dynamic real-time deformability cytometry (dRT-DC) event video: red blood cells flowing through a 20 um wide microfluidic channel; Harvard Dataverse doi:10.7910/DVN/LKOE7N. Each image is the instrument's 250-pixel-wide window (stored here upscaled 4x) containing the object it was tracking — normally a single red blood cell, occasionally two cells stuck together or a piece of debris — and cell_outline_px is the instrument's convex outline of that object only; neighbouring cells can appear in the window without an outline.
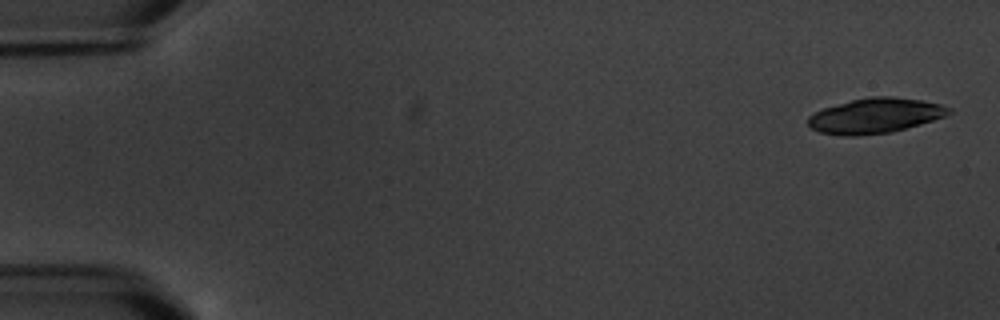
{"species": "common noctule bat (a hibernating species)", "species_latin": "Nyctalus noctula", "temperature_condition": "warm", "stored_images_in_passage": 5, "camera_frame_rate_fps": 3000, "um_per_image_px": 0.085, "animal": {"sex": "male", "body_mass_g": 20.1, "forearm_length_mm": 53.5}, "frame": {"image": 1, "passage_image": 1, "time_ms": 0.0, "image_size_px": [1000, 320], "cell_outline_px": [[952, 112], [944, 116], [920, 124], [892, 132], [856, 136], [844, 136], [820, 132], [812, 128], [808, 124], [808, 116], [824, 108], [852, 100], [872, 96], [892, 96], [920, 100], [940, 104], [952, 108]], "centroid_in_image_um": [74.4, 9.84], "position_along_channel_um": 10.6, "area_um2": 28.55}}
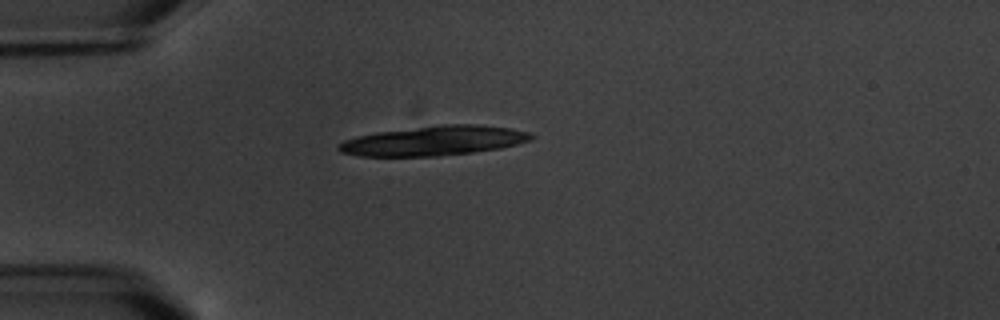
{"frame": {"image": 2, "passage_image": 5, "time_ms": 4.667, "image_size_px": [1000, 320], "cell_outline_px": [[536, 136], [532, 140], [500, 148], [472, 152], [440, 156], [360, 156], [340, 152], [336, 148], [336, 144], [344, 140], [356, 136], [376, 132], [440, 124], [472, 124], [508, 128], [528, 132]], "centroid_in_image_um": [36.83, 11.96], "position_along_channel_um": 48.2, "area_um2": 33.29}}